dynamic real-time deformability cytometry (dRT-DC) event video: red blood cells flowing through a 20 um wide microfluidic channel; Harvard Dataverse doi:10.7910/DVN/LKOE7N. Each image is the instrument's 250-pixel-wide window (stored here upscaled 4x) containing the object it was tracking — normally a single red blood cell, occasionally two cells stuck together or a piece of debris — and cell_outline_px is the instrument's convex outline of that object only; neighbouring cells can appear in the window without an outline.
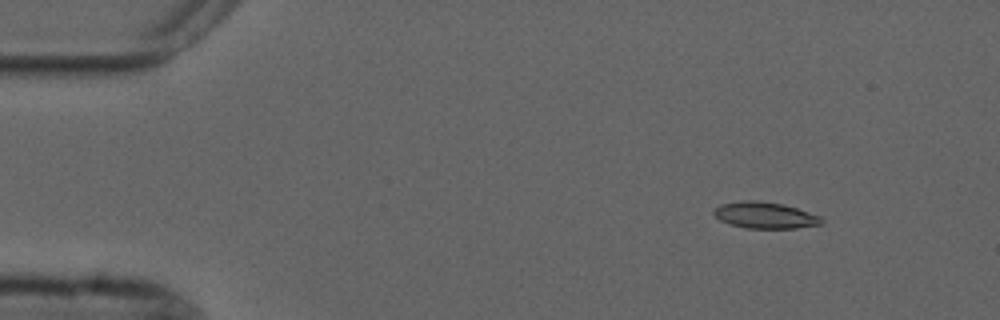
{"species": "common noctule bat (a hibernating species)", "species_latin": "Nyctalus noctula", "temperature_condition": "cold", "stored_images_in_passage": 3, "camera_frame_rate_fps": 3000, "um_per_image_px": 0.085, "animal": {"sex": "male", "forearm_length_mm": 52.5}, "frame": {"image": 1, "passage_image": 2, "time_ms": 1.333, "image_size_px": [1000, 320], "cell_outline_px": [[824, 220], [820, 224], [796, 228], [748, 228], [732, 224], [720, 220], [712, 212], [720, 204], [740, 200], [756, 200], [780, 204], [796, 208], [820, 216]], "centroid_in_image_um": [65.01, 18.29], "position_along_channel_um": 20.0, "area_um2": 16.3}}